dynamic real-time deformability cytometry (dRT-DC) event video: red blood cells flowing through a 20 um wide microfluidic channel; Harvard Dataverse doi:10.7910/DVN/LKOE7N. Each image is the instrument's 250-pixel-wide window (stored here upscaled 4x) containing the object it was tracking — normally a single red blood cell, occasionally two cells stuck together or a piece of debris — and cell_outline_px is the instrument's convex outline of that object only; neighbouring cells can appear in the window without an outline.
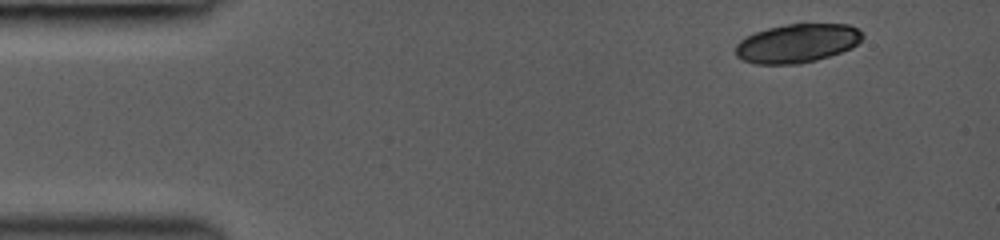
{"species": "common noctule bat (a hibernating species)", "species_latin": "Nyctalus noctula", "temperature_condition": "room temperature", "stored_images_in_passage": 3, "camera_frame_rate_fps": 3000, "um_per_image_px": 0.085, "animal": {"sex": "female", "body_mass_g": 19.0, "forearm_length_mm": 53.3}, "frame": {"image": 1, "passage_image": 1, "time_ms": 0.0, "image_size_px": [1000, 240], "cell_outline_px": [[864, 36], [852, 48], [816, 60], [800, 64], [756, 64], [744, 60], [736, 56], [736, 44], [740, 40], [756, 32], [768, 28], [788, 24], [848, 24], [860, 28]], "centroid_in_image_um": [67.78, 3.68], "position_along_channel_um": 17.2, "area_um2": 28.61}}